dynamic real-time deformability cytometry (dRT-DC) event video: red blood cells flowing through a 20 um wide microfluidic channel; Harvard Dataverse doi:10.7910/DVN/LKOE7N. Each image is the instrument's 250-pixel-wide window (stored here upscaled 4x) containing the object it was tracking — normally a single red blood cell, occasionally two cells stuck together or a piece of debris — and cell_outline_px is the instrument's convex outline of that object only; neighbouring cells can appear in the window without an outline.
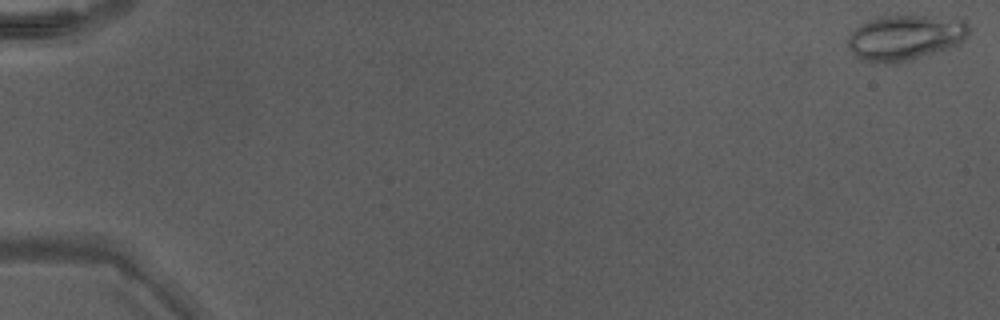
{"species": "Egyptian fruit bat (a non-hibernating species)", "species_latin": "Rousettus aegyptiacus", "temperature_condition": "warm", "stored_images_in_passage": 49, "camera_frame_rate_fps": 3000, "um_per_image_px": 0.085, "animal": {"sex": "male"}, "frame": {"image": 1, "passage_image": 1, "time_ms": 0.0, "image_size_px": [1000, 320], "cell_outline_px": [[972, 28], [964, 40], [960, 44], [896, 64], [888, 64], [860, 60], [848, 48], [848, 36], [860, 24], [868, 20], [880, 16], [924, 16], [964, 20]], "centroid_in_image_um": [76.93, 3.2], "position_along_channel_um": 8.1, "area_um2": 31.96}}
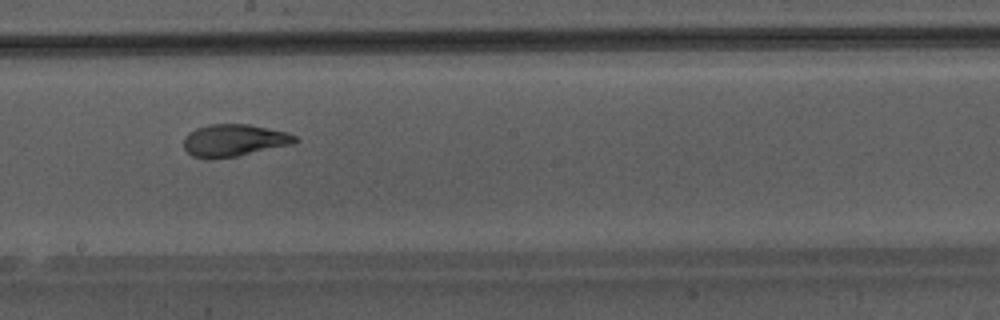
{"frame": {"image": 2, "passage_image": 29, "time_ms": 9.333, "image_size_px": [1000, 320], "cell_outline_px": [[300, 140], [296, 144], [236, 156], [208, 160], [192, 156], [184, 148], [184, 136], [196, 128], [208, 124], [248, 124], [288, 132], [296, 136]], "centroid_in_image_um": [19.92, 11.94], "position_along_channel_um": 228.3, "area_um2": 21.21}}
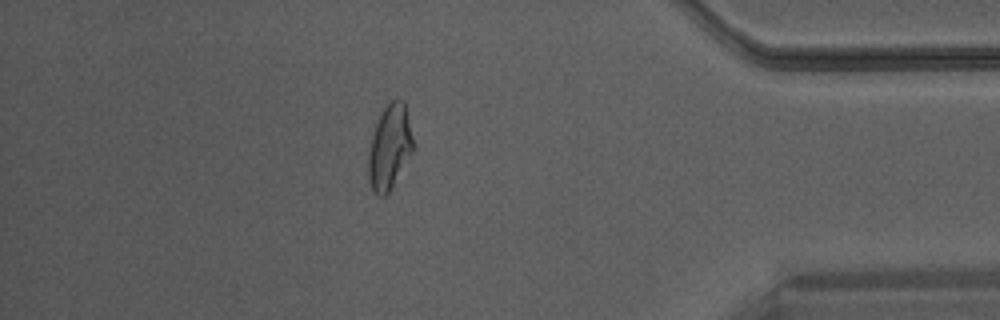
{"frame": {"image": 3, "passage_image": 43, "time_ms": 14.0, "image_size_px": [1000, 320], "cell_outline_px": [[412, 152], [388, 192], [384, 196], [376, 196], [372, 188], [368, 176], [368, 156], [372, 136], [376, 124], [384, 108], [392, 100], [404, 100], [412, 136]], "centroid_in_image_um": [33.09, 12.51], "position_along_channel_um": 402.1, "area_um2": 21.39}}